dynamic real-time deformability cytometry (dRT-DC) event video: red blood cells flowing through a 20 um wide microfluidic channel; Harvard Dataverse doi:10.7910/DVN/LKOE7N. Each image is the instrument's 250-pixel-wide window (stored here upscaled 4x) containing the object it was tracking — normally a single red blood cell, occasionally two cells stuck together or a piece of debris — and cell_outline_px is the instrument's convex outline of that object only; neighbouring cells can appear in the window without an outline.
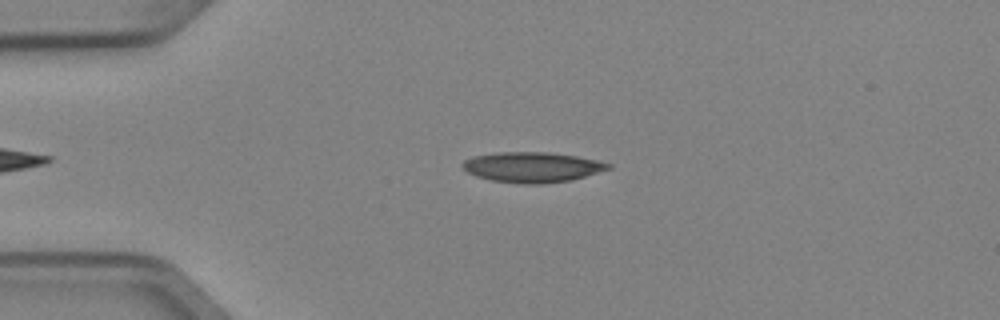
{"species": "Egyptian fruit bat (a non-hibernating species)", "species_latin": "Rousettus aegyptiacus", "temperature_condition": "cold", "stored_images_in_passage": 4, "camera_frame_rate_fps": 3000, "um_per_image_px": 0.085, "animal": {"sex": "female"}, "frame": {"image": 1, "passage_image": 3, "time_ms": 0.667, "image_size_px": [1000, 320], "cell_outline_px": [[612, 168], [572, 180], [540, 184], [524, 184], [492, 180], [476, 176], [468, 172], [460, 164], [464, 160], [472, 156], [496, 152], [548, 152], [576, 156], [596, 160], [612, 164]], "centroid_in_image_um": [45.23, 14.2], "position_along_channel_um": 39.8, "area_um2": 25.72}}